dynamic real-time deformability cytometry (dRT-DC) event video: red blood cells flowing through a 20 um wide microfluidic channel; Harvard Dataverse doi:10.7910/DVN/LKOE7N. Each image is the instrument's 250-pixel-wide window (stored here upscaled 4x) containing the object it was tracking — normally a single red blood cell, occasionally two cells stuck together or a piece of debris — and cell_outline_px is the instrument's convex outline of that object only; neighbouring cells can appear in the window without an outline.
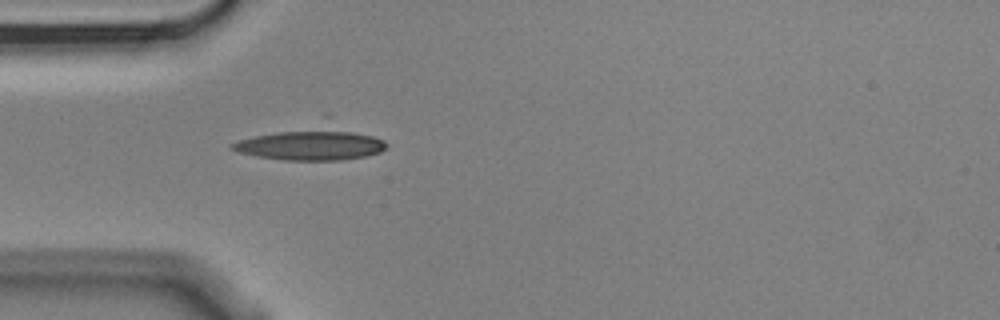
{"species": "Egyptian fruit bat (a non-hibernating species)", "species_latin": "Rousettus aegyptiacus", "temperature_condition": "cold", "stored_images_in_passage": 1, "camera_frame_rate_fps": 3000, "um_per_image_px": 0.085, "animal": {"sex": "male"}, "frame": {"image": 1, "passage_image": 1, "time_ms": 0.0, "image_size_px": [1000, 320], "cell_outline_px": [[388, 144], [380, 152], [364, 156], [340, 160], [284, 160], [256, 156], [240, 152], [232, 148], [232, 144], [240, 140], [328, 112], [384, 140]], "centroid_in_image_um": [26.61, 11.99], "position_along_channel_um": 58.4, "area_um2": 33.52}}